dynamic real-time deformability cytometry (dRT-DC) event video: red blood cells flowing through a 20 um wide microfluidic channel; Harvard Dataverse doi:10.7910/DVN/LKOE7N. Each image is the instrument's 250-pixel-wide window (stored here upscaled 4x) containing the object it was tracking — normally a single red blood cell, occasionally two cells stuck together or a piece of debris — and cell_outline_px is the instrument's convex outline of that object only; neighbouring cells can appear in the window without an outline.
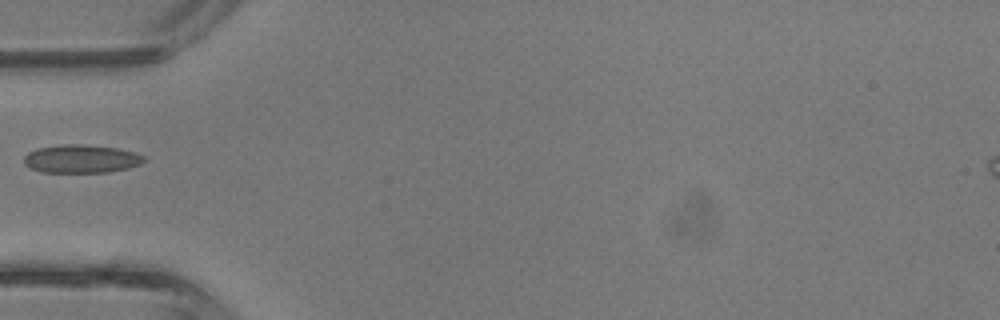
{"species": "common noctule bat (a hibernating species)", "species_latin": "Nyctalus noctula", "temperature_condition": "room temperature", "stored_images_in_passage": 1, "camera_frame_rate_fps": 3000, "um_per_image_px": 0.085, "animal": {"sex": "male", "body_mass_g": 13.3}, "frame": {"image": 1, "passage_image": 1, "time_ms": 0.0, "image_size_px": [1000, 320], "cell_outline_px": [[148, 160], [140, 164], [128, 168], [108, 172], [40, 172], [24, 164], [24, 156], [28, 152], [36, 148], [64, 144], [84, 144], [120, 148], [144, 156]], "centroid_in_image_um": [6.91, 13.49], "position_along_channel_um": 78.1, "area_um2": 19.88}}